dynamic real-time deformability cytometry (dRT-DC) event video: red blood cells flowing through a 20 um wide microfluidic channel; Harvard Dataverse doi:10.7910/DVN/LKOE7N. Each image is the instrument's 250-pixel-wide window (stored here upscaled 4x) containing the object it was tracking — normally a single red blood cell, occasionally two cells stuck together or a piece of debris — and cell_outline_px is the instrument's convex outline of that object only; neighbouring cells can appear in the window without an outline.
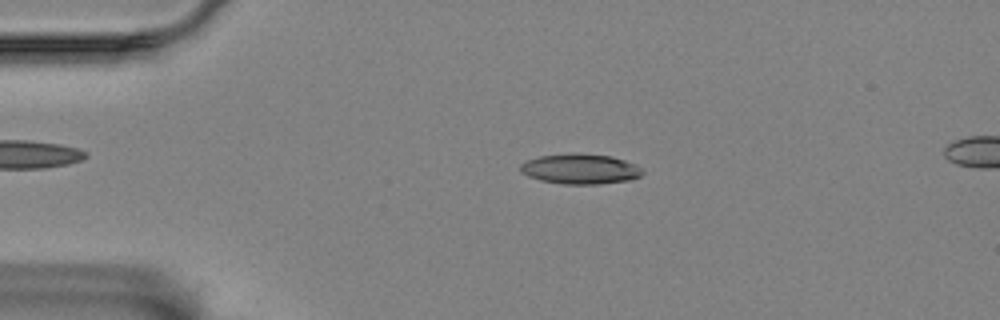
{"species": "Egyptian fruit bat (a non-hibernating species)", "species_latin": "Rousettus aegyptiacus", "temperature_condition": "room temperature", "stored_images_in_passage": 42, "camera_frame_rate_fps": 3000, "um_per_image_px": 0.085, "animal": {"sex": "female"}, "frame": {"image": 1, "passage_image": 12, "time_ms": 3.667, "image_size_px": [1000, 320], "cell_outline_px": [[644, 172], [640, 176], [632, 180], [600, 184], [560, 184], [540, 180], [528, 176], [520, 172], [520, 164], [528, 160], [540, 156], [612, 156], [624, 160], [640, 168]], "centroid_in_image_um": [49.33, 14.42], "position_along_channel_um": 35.7, "area_um2": 20.58}}
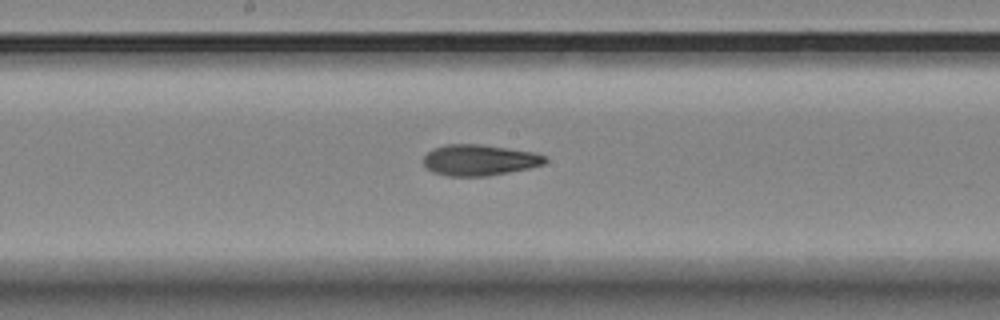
{"frame": {"image": 2, "passage_image": 30, "time_ms": 9.667, "image_size_px": [1000, 320], "cell_outline_px": [[548, 160], [544, 164], [528, 168], [488, 176], [448, 176], [432, 172], [424, 164], [424, 156], [432, 148], [448, 144], [480, 144], [532, 152], [544, 156]], "centroid_in_image_um": [40.72, 13.61], "position_along_channel_um": 207.5, "area_um2": 21.79}}
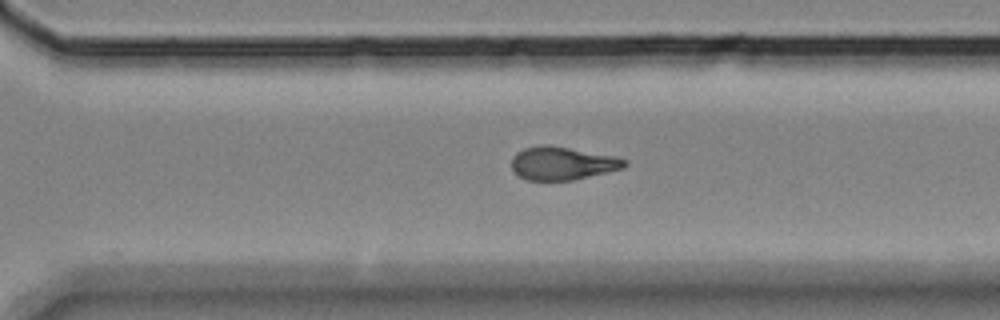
{"frame": {"image": 3, "passage_image": 40, "time_ms": 13.0, "image_size_px": [1000, 320], "cell_outline_px": [[628, 164], [624, 168], [572, 180], [524, 180], [512, 168], [512, 156], [516, 152], [524, 148], [540, 144], [544, 144], [568, 148], [612, 156], [628, 160]], "centroid_in_image_um": [47.77, 13.88], "position_along_channel_um": 322.8, "area_um2": 21.62}}